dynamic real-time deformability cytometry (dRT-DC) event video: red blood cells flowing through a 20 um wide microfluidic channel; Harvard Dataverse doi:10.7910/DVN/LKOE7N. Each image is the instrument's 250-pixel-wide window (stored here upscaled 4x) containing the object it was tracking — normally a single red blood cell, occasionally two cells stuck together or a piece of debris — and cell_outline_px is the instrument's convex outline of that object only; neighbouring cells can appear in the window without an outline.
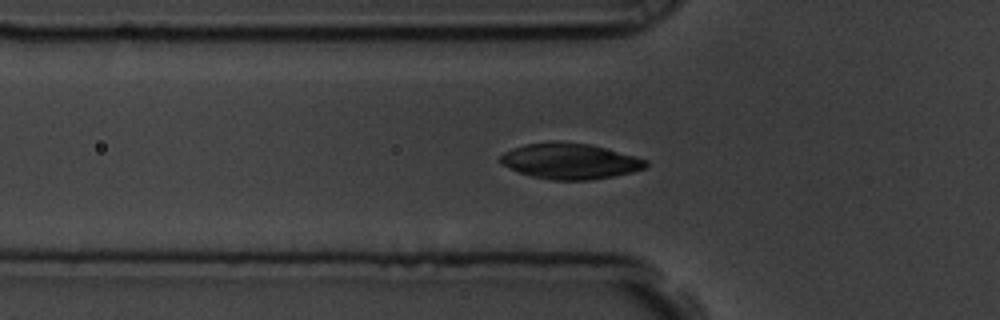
{"species": "common noctule bat (a hibernating species)", "species_latin": "Nyctalus noctula", "temperature_condition": "room temperature", "stored_images_in_passage": 50, "camera_frame_rate_fps": 3000, "um_per_image_px": 0.085, "animal": {"sex": "male", "body_mass_g": 19.5, "forearm_length_mm": 54.6}, "frame": {"image": 1, "passage_image": 19, "time_ms": 6.0, "image_size_px": [1000, 320], "cell_outline_px": [[648, 168], [632, 172], [592, 180], [552, 180], [532, 176], [520, 172], [504, 164], [500, 160], [500, 156], [504, 152], [524, 144], [588, 144], [604, 148], [648, 160]], "centroid_in_image_um": [48.51, 13.74], "position_along_channel_um": 77.3, "area_um2": 29.19}}
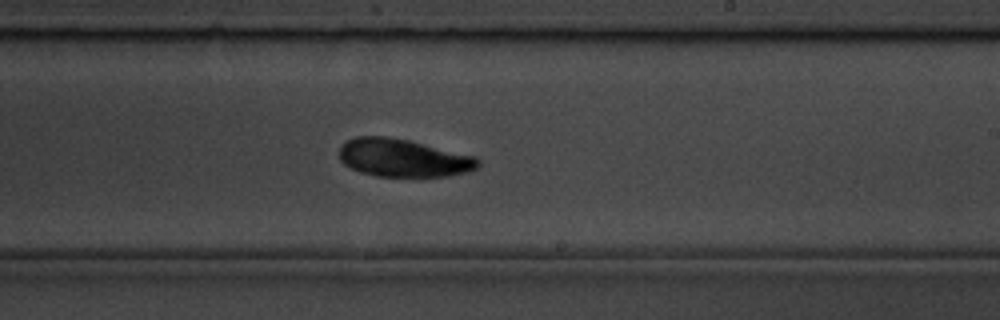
{"frame": {"image": 2, "passage_image": 34, "time_ms": 11.0, "image_size_px": [1000, 320], "cell_outline_px": [[480, 164], [476, 168], [468, 172], [448, 176], [376, 176], [360, 172], [344, 164], [340, 160], [340, 144], [356, 136], [384, 136], [408, 140], [476, 156], [480, 160]], "centroid_in_image_um": [34.28, 13.42], "position_along_channel_um": 254.7, "area_um2": 30.63}}
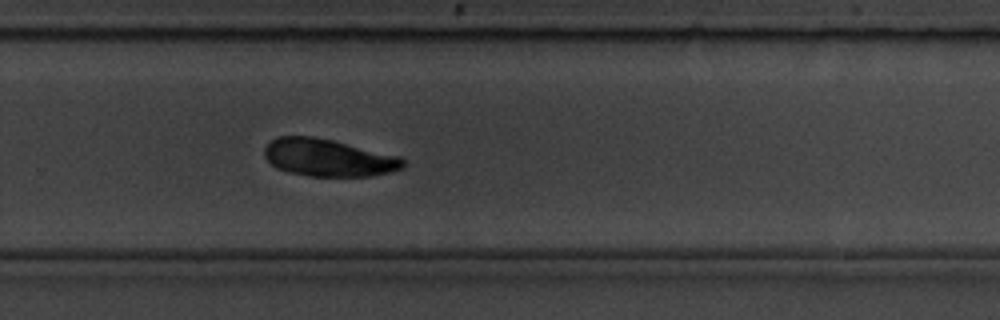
{"frame": {"image": 3, "passage_image": 38, "time_ms": 12.333, "image_size_px": [1000, 320], "cell_outline_px": [[404, 168], [392, 172], [372, 176], [308, 176], [288, 172], [276, 168], [264, 156], [264, 148], [276, 136], [312, 136], [332, 140], [400, 156], [404, 160]], "centroid_in_image_um": [27.91, 13.41], "position_along_channel_um": 301.9, "area_um2": 30.29}, "authors_computed_cell_mechanics": {"area_um2": 29.7959, "velocity_mm_per_s": 3.543, "shape_relaxation_time_tau1_ms": 7.6471, "shape_relaxation_time_tau2_ms": 3.8864, "deformation_change_tau1": 0.1046, "deformation_change_tau2": 0.0507}}